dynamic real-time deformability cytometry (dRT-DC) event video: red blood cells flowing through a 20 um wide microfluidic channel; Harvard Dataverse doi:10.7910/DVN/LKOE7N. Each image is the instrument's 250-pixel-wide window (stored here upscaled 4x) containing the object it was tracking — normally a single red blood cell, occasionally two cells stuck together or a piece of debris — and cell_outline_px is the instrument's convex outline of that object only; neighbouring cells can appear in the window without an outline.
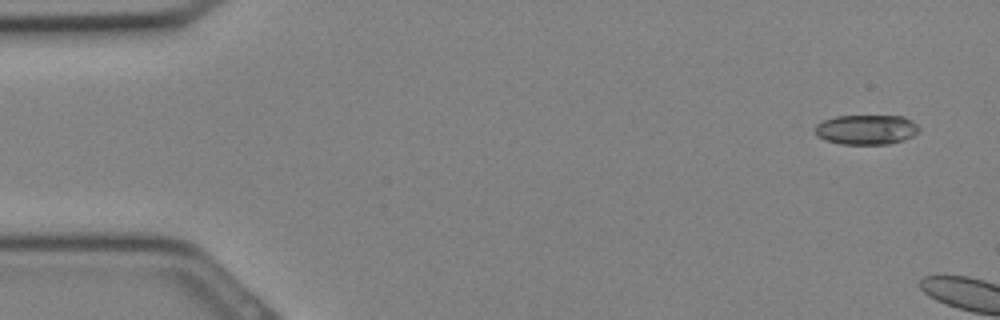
{"species": "Egyptian fruit bat (a non-hibernating species)", "species_latin": "Rousettus aegyptiacus", "temperature_condition": "cold", "stored_images_in_passage": 3, "camera_frame_rate_fps": 3000, "um_per_image_px": 0.085, "animal": {"sex": "female"}, "frame": {"image": 1, "passage_image": 1, "time_ms": 0.0, "image_size_px": [1000, 320], "cell_outline_px": [[920, 132], [904, 140], [888, 144], [840, 144], [824, 140], [816, 136], [812, 128], [816, 124], [824, 120], [836, 116], [904, 116], [912, 120], [920, 128]], "centroid_in_image_um": [73.61, 11.02], "position_along_channel_um": 11.4, "area_um2": 18.38}}